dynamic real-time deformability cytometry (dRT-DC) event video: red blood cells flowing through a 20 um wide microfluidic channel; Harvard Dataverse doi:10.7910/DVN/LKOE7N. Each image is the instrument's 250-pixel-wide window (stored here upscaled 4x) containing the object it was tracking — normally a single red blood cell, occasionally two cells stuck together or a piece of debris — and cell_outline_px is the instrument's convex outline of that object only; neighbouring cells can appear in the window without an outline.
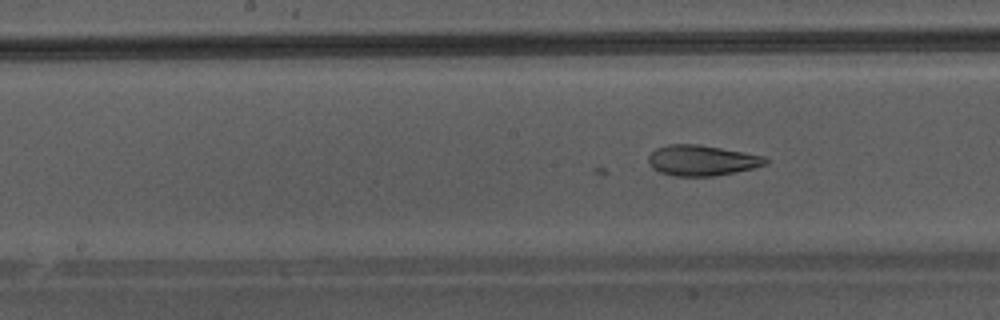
{"species": "Egyptian fruit bat (a non-hibernating species)", "species_latin": "Rousettus aegyptiacus", "temperature_condition": "warm", "stored_images_in_passage": 33, "camera_frame_rate_fps": 3000, "um_per_image_px": 0.085, "animal": {"sex": "male"}, "frame": {"image": 1, "passage_image": 11, "time_ms": 3.333, "image_size_px": [1000, 320], "cell_outline_px": [[768, 160], [764, 164], [752, 168], [736, 172], [712, 176], [672, 176], [660, 172], [652, 168], [648, 160], [648, 156], [656, 148], [668, 144], [700, 144], [764, 156]], "centroid_in_image_um": [59.61, 13.63], "position_along_channel_um": 188.6, "area_um2": 20.75}}